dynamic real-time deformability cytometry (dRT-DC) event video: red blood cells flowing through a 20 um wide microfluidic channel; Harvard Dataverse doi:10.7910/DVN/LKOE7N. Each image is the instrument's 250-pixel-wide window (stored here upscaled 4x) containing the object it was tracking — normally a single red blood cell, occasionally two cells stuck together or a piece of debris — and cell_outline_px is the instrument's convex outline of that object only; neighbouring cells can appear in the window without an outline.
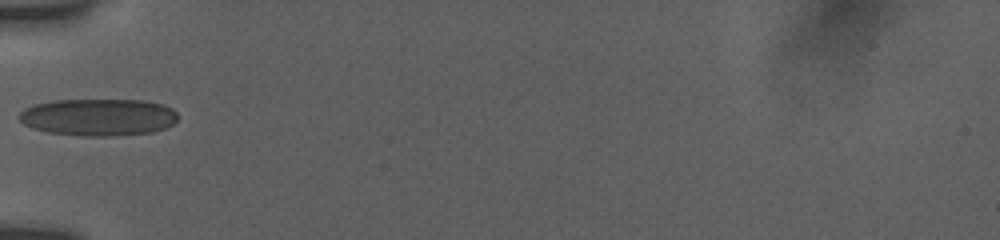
{"species": "human", "species_latin": "Homo sapiens", "temperature_condition": "room temperature", "stored_images_in_passage": 39, "camera_frame_rate_fps": 3000, "um_per_image_px": 0.085, "donor": {"sex": "female"}, "frame": {"image": 1, "passage_image": 1, "time_ms": 0.0, "image_size_px": [1000, 240], "cell_outline_px": [[176, 120], [172, 124], [164, 128], [152, 132], [112, 136], [84, 136], [48, 132], [32, 128], [24, 124], [16, 116], [24, 108], [32, 104], [52, 100], [144, 100], [160, 104], [172, 108], [176, 112]], "centroid_in_image_um": [8.3, 9.95], "position_along_channel_um": 76.7, "area_um2": 34.45}}
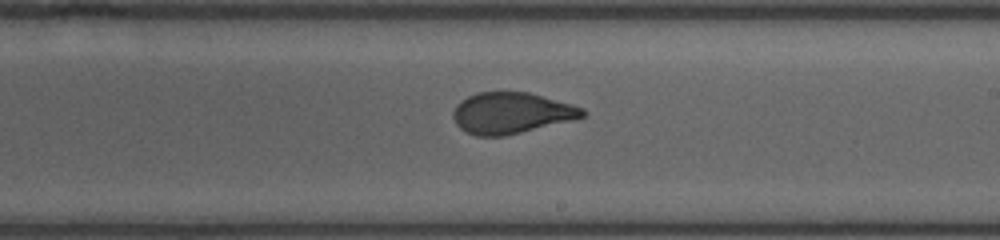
{"frame": {"image": 2, "passage_image": 15, "time_ms": 4.333, "image_size_px": [1000, 240], "cell_outline_px": [[588, 112], [584, 116], [504, 136], [476, 136], [464, 132], [456, 124], [452, 116], [452, 112], [456, 104], [460, 100], [476, 92], [528, 92], [572, 104], [584, 108]], "centroid_in_image_um": [43.39, 9.6], "position_along_channel_um": 245.6, "area_um2": 30.87}}
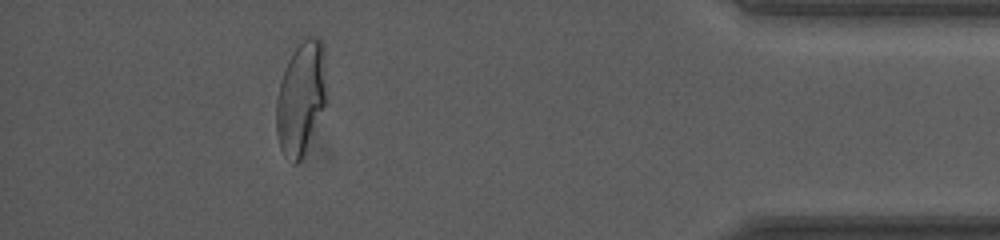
{"frame": {"image": 3, "passage_image": 35, "time_ms": 9.667, "image_size_px": [1000, 240], "cell_outline_px": [[324, 104], [304, 152], [300, 160], [296, 164], [292, 164], [280, 148], [276, 132], [276, 100], [280, 80], [284, 68], [292, 52], [308, 36], [316, 36], [324, 44]], "centroid_in_image_um": [25.53, 8.31], "position_along_channel_um": 409.7, "area_um2": 32.31}, "authors_computed_cell_mechanics": {"area_um2": 32.0212, "velocity_mm_per_s": 3.8792, "shape_relaxation_time_tau1_ms": 5.8046, "shape_relaxation_time_tau2_ms": null, "deformation_change_tau1": 0.1966, "deformation_change_tau2": null}}